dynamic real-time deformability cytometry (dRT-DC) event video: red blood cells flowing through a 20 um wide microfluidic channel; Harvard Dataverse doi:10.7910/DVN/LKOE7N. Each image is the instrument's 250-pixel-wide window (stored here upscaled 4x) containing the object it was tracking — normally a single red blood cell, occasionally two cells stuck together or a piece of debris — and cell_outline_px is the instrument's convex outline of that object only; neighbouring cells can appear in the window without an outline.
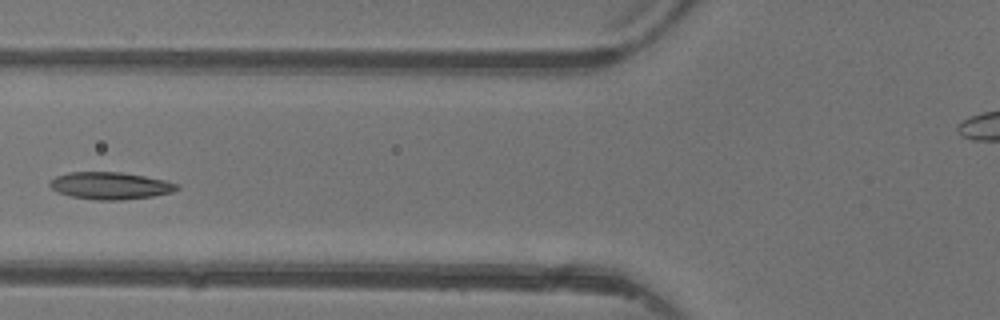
{"species": "common noctule bat (a hibernating species)", "species_latin": "Nyctalus noctula", "temperature_condition": "warm", "stored_images_in_passage": 4, "camera_frame_rate_fps": 3000, "um_per_image_px": 0.085, "animal": {"sex": "female"}, "frame": {"image": 1, "passage_image": 3, "time_ms": 2.333, "image_size_px": [1000, 320], "cell_outline_px": [[180, 188], [172, 192], [152, 196], [120, 200], [96, 200], [68, 196], [56, 192], [48, 184], [56, 176], [68, 172], [120, 172], [144, 176], [164, 180], [180, 184]], "centroid_in_image_um": [9.36, 15.79], "position_along_channel_um": 116.4, "area_um2": 20.17}}